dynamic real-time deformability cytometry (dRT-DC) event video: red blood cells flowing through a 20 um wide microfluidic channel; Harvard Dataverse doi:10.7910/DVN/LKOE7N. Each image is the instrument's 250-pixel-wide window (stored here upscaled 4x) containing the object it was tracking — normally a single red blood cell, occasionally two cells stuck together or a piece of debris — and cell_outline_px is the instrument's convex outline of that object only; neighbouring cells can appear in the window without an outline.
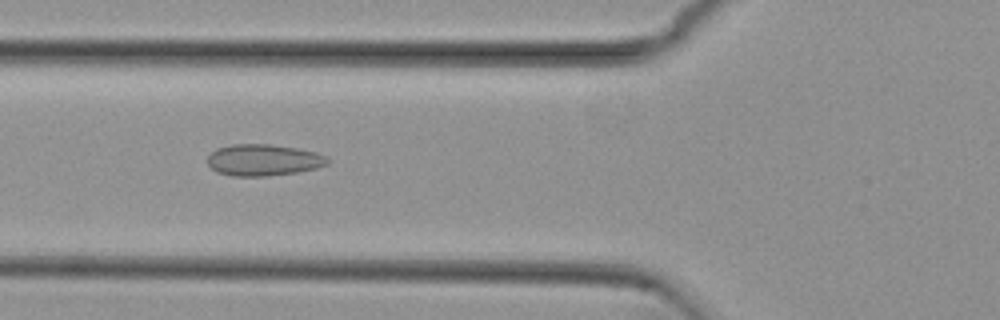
{"species": "common noctule bat (a hibernating species)", "species_latin": "Nyctalus noctula", "temperature_condition": "cold", "stored_images_in_passage": 54, "camera_frame_rate_fps": 3000, "um_per_image_px": 0.085, "animal": {"sex": "female", "body_mass_g": 29.2, "forearm_length_mm": 56.3}, "frame": {"image": 1, "passage_image": 20, "time_ms": 6.333, "image_size_px": [1000, 320], "cell_outline_px": [[332, 160], [328, 164], [316, 168], [296, 172], [268, 176], [232, 176], [216, 172], [208, 164], [208, 156], [216, 148], [232, 144], [268, 144], [296, 148], [316, 152], [328, 156]], "centroid_in_image_um": [22.41, 13.6], "position_along_channel_um": 103.4, "area_um2": 22.2}}
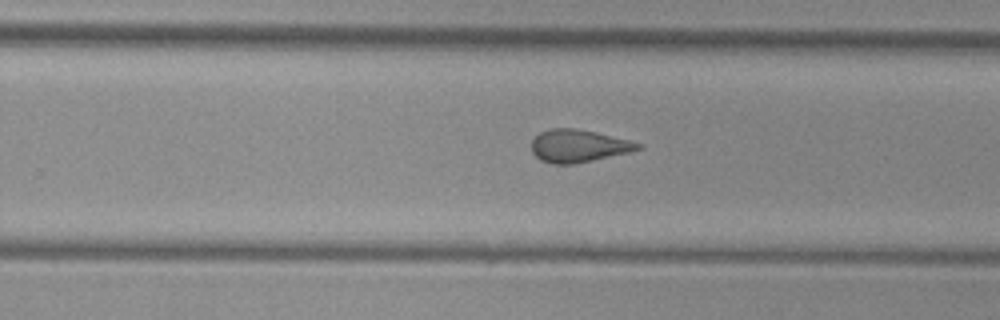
{"frame": {"image": 2, "passage_image": 34, "time_ms": 11.0, "image_size_px": [1000, 320], "cell_outline_px": [[644, 148], [628, 152], [592, 160], [572, 164], [552, 164], [540, 160], [532, 152], [532, 140], [540, 132], [552, 128], [576, 128], [596, 132], [644, 144]], "centroid_in_image_um": [49.16, 12.4], "position_along_channel_um": 280.6, "area_um2": 20.11}}
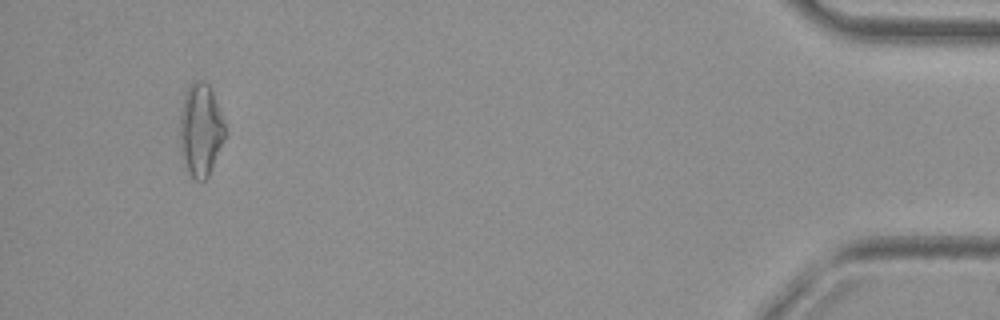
{"frame": {"image": 3, "passage_image": 51, "time_ms": 16.667, "image_size_px": [1000, 320], "cell_outline_px": [[224, 140], [208, 176], [204, 180], [196, 180], [188, 172], [180, 152], [180, 108], [188, 84], [196, 80], [200, 80], [208, 84], [212, 92], [224, 124]], "centroid_in_image_um": [17.01, 11.03], "position_along_channel_um": 418.2, "area_um2": 24.1}, "authors_computed_cell_mechanics": {"area_um2": 21.6172, "velocity_mm_per_s": 3.7909, "shape_relaxation_time_tau1_ms": null, "shape_relaxation_time_tau2_ms": 1.5484, "deformation_change_tau1": null, "deformation_change_tau2": 0.0911}}